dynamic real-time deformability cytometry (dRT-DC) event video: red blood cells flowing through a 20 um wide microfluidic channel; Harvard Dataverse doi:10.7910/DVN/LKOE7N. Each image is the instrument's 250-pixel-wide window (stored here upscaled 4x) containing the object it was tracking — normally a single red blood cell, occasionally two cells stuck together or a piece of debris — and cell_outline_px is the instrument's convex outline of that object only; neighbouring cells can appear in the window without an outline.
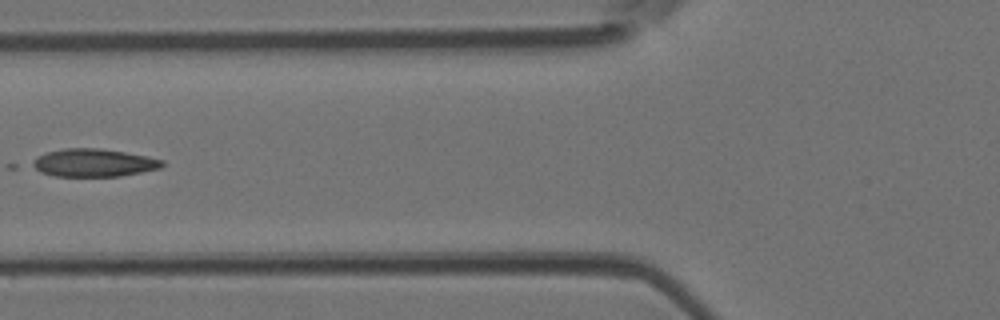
{"species": "Egyptian fruit bat (a non-hibernating species)", "species_latin": "Rousettus aegyptiacus", "temperature_condition": "room temperature", "stored_images_in_passage": 3, "camera_frame_rate_fps": 3000, "um_per_image_px": 0.085, "animal": {"sex": "female"}, "frame": {"image": 1, "passage_image": 2, "time_ms": 0.333, "image_size_px": [1000, 320], "cell_outline_px": [[164, 164], [160, 168], [120, 176], [56, 176], [40, 172], [24, 164], [36, 156], [44, 152], [64, 148], [100, 148], [148, 156], [164, 160]], "centroid_in_image_um": [7.84, 13.83], "position_along_channel_um": 118.0, "area_um2": 21.5}}
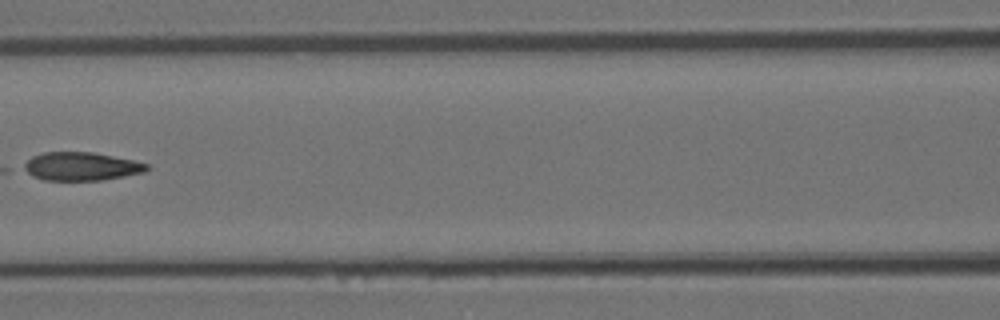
{"frame": {"image": 2, "passage_image": 3, "time_ms": 0.667, "image_size_px": [1000, 320], "cell_outline_px": [[152, 168], [144, 172], [124, 176], [100, 180], [44, 180], [32, 176], [16, 168], [32, 156], [44, 152], [92, 152], [132, 160], [148, 164]], "centroid_in_image_um": [6.81, 14.14], "position_along_channel_um": 159.8, "area_um2": 20.58}}